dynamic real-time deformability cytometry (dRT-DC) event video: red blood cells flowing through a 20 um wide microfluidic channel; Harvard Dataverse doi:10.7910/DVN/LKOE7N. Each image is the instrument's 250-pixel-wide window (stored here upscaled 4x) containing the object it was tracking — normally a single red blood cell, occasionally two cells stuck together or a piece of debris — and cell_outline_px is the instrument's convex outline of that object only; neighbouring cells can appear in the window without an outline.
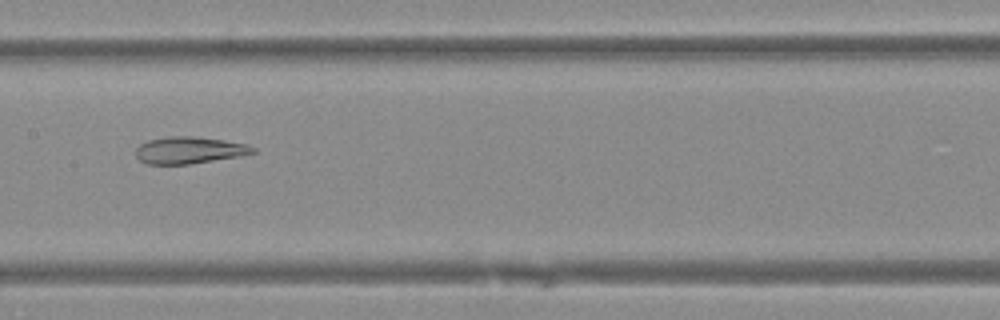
{"species": "Egyptian fruit bat (a non-hibernating species)", "species_latin": "Rousettus aegyptiacus", "temperature_condition": "warm", "stored_images_in_passage": 43, "camera_frame_rate_fps": 3000, "um_per_image_px": 0.085, "animal": {"sex": "female"}, "frame": {"image": 1, "passage_image": 19, "time_ms": 6.0, "image_size_px": [1000, 320], "cell_outline_px": [[256, 152], [240, 156], [188, 164], [148, 164], [140, 160], [136, 156], [136, 148], [140, 144], [148, 140], [168, 136], [196, 136], [224, 140], [248, 144], [256, 148]], "centroid_in_image_um": [16.1, 12.75], "position_along_channel_um": 191.3, "area_um2": 18.38}}
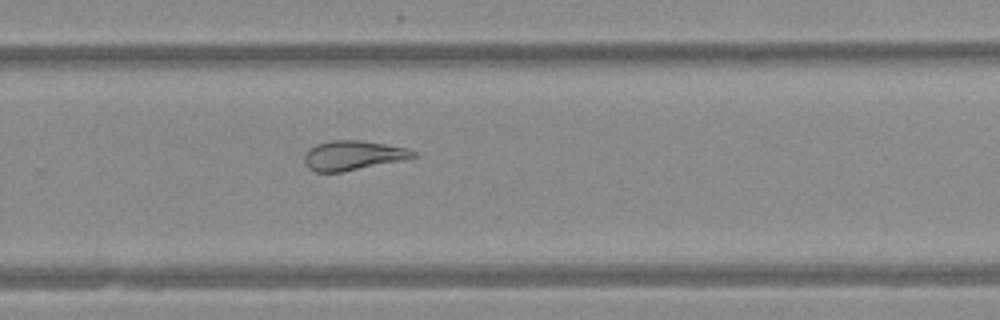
{"frame": {"image": 2, "passage_image": 27, "time_ms": 8.667, "image_size_px": [1000, 320], "cell_outline_px": [[416, 156], [404, 160], [340, 172], [316, 172], [308, 168], [304, 164], [304, 156], [316, 144], [332, 140], [364, 140], [408, 148], [416, 152]], "centroid_in_image_um": [30.02, 13.2], "position_along_channel_um": 299.8, "area_um2": 18.67}}
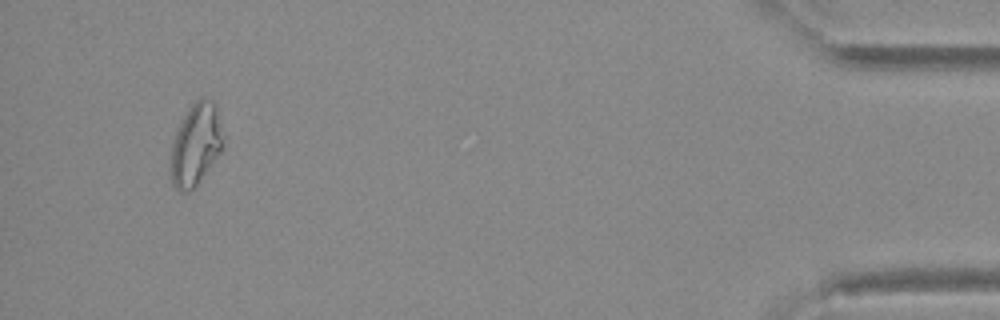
{"frame": {"image": 3, "passage_image": 41, "time_ms": 13.333, "image_size_px": [1000, 320], "cell_outline_px": [[224, 144], [220, 152], [196, 184], [188, 192], [180, 192], [172, 184], [172, 144], [176, 132], [184, 116], [192, 104], [196, 100], [204, 96], [212, 100], [216, 104]], "centroid_in_image_um": [16.66, 12.24], "position_along_channel_um": 418.5, "area_um2": 24.33}}